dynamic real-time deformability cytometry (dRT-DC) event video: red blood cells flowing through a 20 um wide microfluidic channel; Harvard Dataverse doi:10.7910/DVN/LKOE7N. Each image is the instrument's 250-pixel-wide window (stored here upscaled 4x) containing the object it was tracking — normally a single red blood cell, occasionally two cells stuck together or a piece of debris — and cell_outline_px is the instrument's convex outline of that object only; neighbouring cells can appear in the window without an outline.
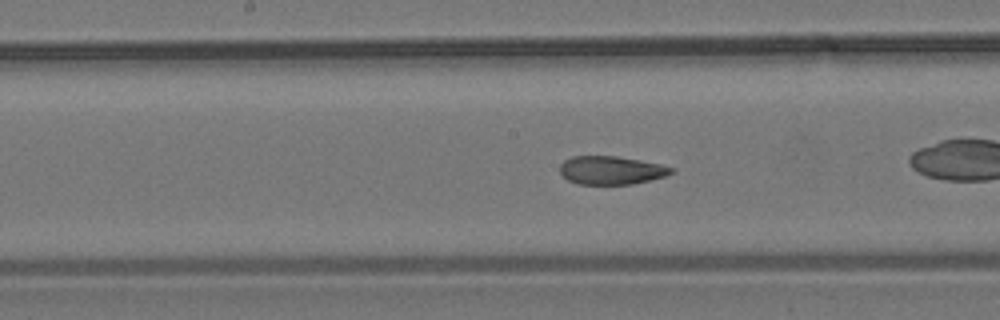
{"species": "common noctule bat (a hibernating species)", "species_latin": "Nyctalus noctula", "temperature_condition": "room temperature", "stored_images_in_passage": 40, "camera_frame_rate_fps": 3000, "um_per_image_px": 0.085, "animal": {"sex": "male", "body_mass_g": 19.2, "forearm_length_mm": 51.8}, "frame": {"image": 1, "passage_image": 12, "time_ms": 3.667, "image_size_px": [1000, 320], "cell_outline_px": [[676, 168], [672, 172], [664, 176], [632, 184], [576, 184], [568, 180], [560, 172], [560, 164], [564, 160], [572, 156], [616, 156], [640, 160], [660, 164]], "centroid_in_image_um": [51.93, 14.46], "position_along_channel_um": 196.3, "area_um2": 18.32}, "authors_computed_cell_mechanics": {"area_um2": 19.2185, "velocity_mm_per_s": 3.7074, "shape_relaxation_time_tau1_ms": null, "shape_relaxation_time_tau2_ms": 0.8463, "deformation_change_tau1": null, "deformation_change_tau2": 0.0511}}